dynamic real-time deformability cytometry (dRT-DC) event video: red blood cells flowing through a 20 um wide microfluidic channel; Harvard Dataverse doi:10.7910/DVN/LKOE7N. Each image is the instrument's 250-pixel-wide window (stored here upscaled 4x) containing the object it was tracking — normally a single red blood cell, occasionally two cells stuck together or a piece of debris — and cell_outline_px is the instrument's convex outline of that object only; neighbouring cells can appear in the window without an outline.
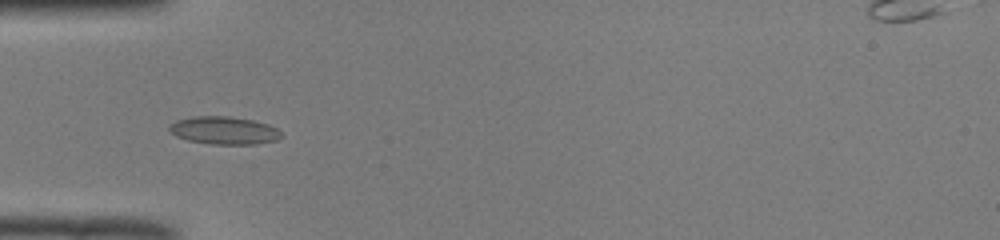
{"species": "common noctule bat (a hibernating species)", "species_latin": "Nyctalus noctula", "temperature_condition": "room temperature", "stored_images_in_passage": 36, "camera_frame_rate_fps": 3000, "um_per_image_px": 0.085, "animal": {"sex": "male", "body_mass_g": 19.0, "forearm_length_mm": 50.8}, "frame": {"image": 1, "passage_image": 4, "time_ms": 1.0, "image_size_px": [1000, 240], "cell_outline_px": [[284, 136], [276, 140], [256, 144], [212, 144], [188, 140], [176, 136], [168, 132], [168, 128], [176, 120], [192, 116], [228, 116], [252, 120], [268, 124], [276, 128]], "centroid_in_image_um": [19.03, 11.08], "position_along_channel_um": 66.0, "area_um2": 18.15}}
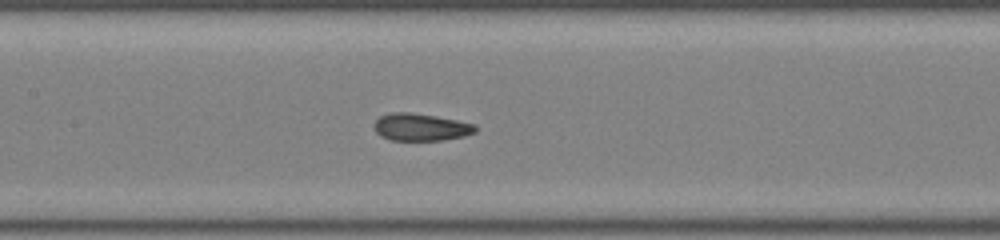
{"frame": {"image": 2, "passage_image": 12, "time_ms": 3.667, "image_size_px": [1000, 240], "cell_outline_px": [[476, 132], [464, 136], [444, 140], [392, 140], [380, 136], [372, 128], [372, 124], [380, 116], [392, 112], [408, 112], [436, 116], [476, 124]], "centroid_in_image_um": [35.74, 10.8], "position_along_channel_um": 171.7, "area_um2": 16.24}}
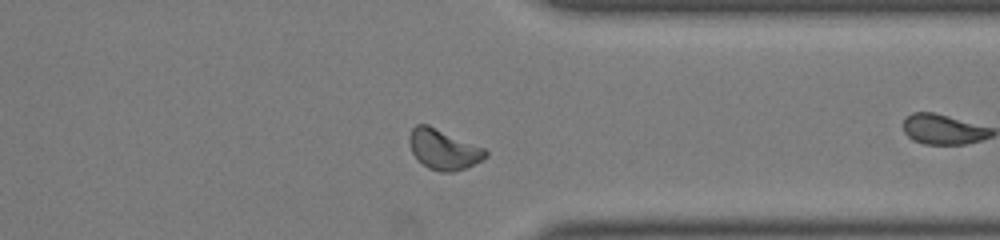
{"frame": {"image": 3, "passage_image": 24, "time_ms": 7.667, "image_size_px": [1000, 240], "cell_outline_px": [[488, 156], [484, 160], [468, 168], [452, 172], [440, 172], [428, 168], [412, 152], [408, 140], [408, 136], [412, 128], [416, 124], [428, 124], [484, 148], [488, 152]], "centroid_in_image_um": [37.73, 12.7], "position_along_channel_um": 373.7, "area_um2": 17.98}, "authors_computed_cell_mechanics": {"area_um2": 17.0221, "velocity_mm_per_s": 4.0147, "shape_relaxation_time_tau1_ms": 2.6154, "shape_relaxation_time_tau2_ms": 1.778, "deformation_change_tau1": 0.0815, "deformation_change_tau2": 0.0658}}